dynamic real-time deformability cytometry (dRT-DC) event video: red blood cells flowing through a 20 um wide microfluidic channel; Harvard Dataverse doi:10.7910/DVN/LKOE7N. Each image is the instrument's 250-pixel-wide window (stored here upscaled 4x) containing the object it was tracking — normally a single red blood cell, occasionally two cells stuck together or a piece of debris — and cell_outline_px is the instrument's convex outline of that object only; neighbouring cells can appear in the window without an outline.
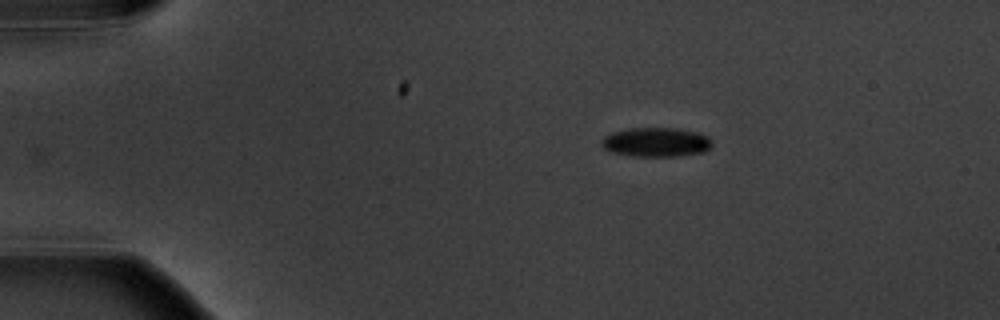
{"species": "common noctule bat (a hibernating species)", "species_latin": "Nyctalus noctula", "temperature_condition": "warm", "stored_images_in_passage": 3, "camera_frame_rate_fps": 3000, "um_per_image_px": 0.085, "animal": {"sex": "male", "body_mass_g": 20.1, "forearm_length_mm": 53.5}, "frame": {"image": 1, "passage_image": 1, "time_ms": 0.0, "image_size_px": [1000, 320], "cell_outline_px": [[712, 148], [704, 152], [676, 156], [632, 156], [612, 152], [604, 148], [600, 144], [600, 140], [604, 136], [612, 132], [628, 128], [672, 128], [696, 132], [708, 136], [712, 140]], "centroid_in_image_um": [55.76, 12.08], "position_along_channel_um": 29.2, "area_um2": 18.96}}
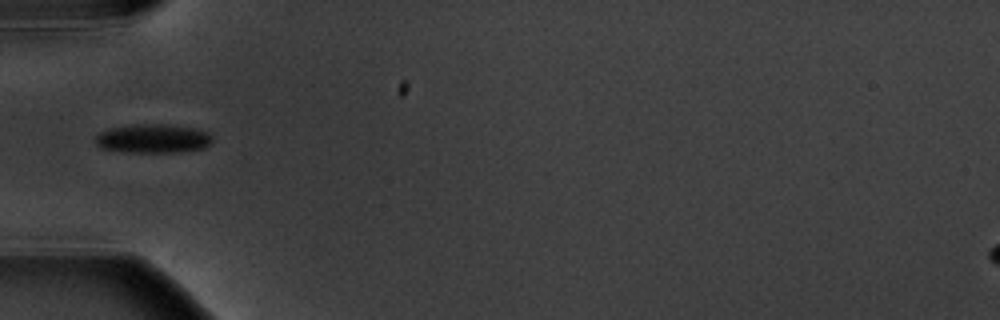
{"frame": {"image": 2, "passage_image": 3, "time_ms": 3.0, "image_size_px": [1000, 320], "cell_outline_px": [[212, 140], [204, 148], [176, 152], [128, 152], [100, 148], [96, 144], [96, 136], [100, 132], [108, 128], [132, 124], [164, 124], [192, 128], [208, 132], [212, 136]], "centroid_in_image_um": [12.97, 11.77], "position_along_channel_um": 72.0, "area_um2": 19.65}}